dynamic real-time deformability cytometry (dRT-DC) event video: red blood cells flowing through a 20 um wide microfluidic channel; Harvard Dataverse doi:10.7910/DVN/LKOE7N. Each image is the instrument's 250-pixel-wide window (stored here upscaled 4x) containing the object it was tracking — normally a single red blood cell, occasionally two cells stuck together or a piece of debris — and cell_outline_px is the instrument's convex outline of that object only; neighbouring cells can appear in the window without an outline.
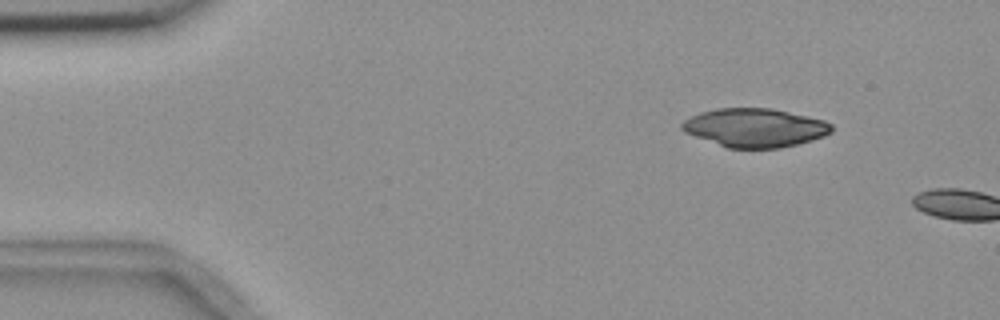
{"species": "common noctule bat (a hibernating species)", "species_latin": "Nyctalus noctula", "temperature_condition": "room temperature", "stored_images_in_passage": 2, "camera_frame_rate_fps": 3000, "um_per_image_px": 0.085, "animal": {"sex": "female", "body_mass_g": 18.4}, "frame": {"image": 1, "passage_image": 1, "time_ms": 0.0, "image_size_px": [1000, 320], "cell_outline_px": [[832, 132], [824, 136], [812, 140], [780, 148], [728, 148], [684, 132], [680, 128], [680, 124], [684, 120], [700, 112], [716, 108], [772, 108], [808, 116], [824, 120], [832, 124]], "centroid_in_image_um": [64.16, 10.85], "position_along_channel_um": 20.8, "area_um2": 33.7}}